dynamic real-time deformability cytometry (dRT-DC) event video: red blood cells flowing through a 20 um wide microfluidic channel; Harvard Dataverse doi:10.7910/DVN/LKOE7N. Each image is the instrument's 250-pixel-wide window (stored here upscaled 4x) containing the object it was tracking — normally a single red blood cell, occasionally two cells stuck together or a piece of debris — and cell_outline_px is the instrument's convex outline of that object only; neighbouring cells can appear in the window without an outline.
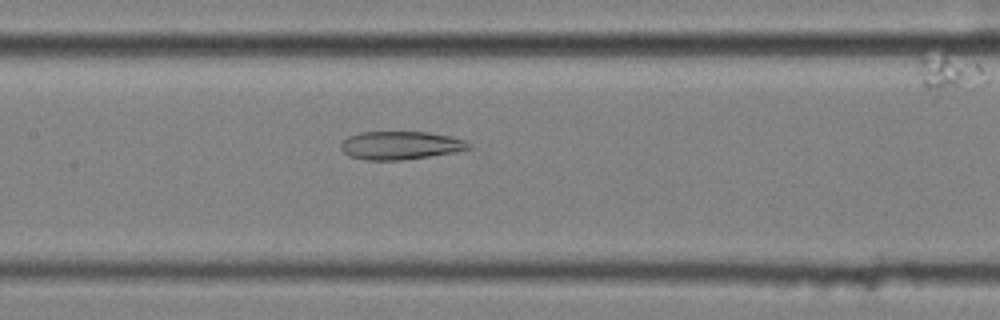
{"species": "common noctule bat (a hibernating species)", "species_latin": "Nyctalus noctula", "temperature_condition": "cold", "stored_images_in_passage": 46, "camera_frame_rate_fps": 3000, "um_per_image_px": 0.085, "animal": {"sex": "female", "body_mass_g": 25.1}, "frame": {"image": 1, "passage_image": 17, "time_ms": 5.333, "image_size_px": [1000, 320], "cell_outline_px": [[472, 148], [452, 152], [404, 160], [364, 160], [348, 156], [340, 148], [340, 144], [348, 136], [360, 132], [428, 132], [452, 136], [464, 140], [472, 144]], "centroid_in_image_um": [34.02, 12.35], "position_along_channel_um": 173.4, "area_um2": 21.1}}
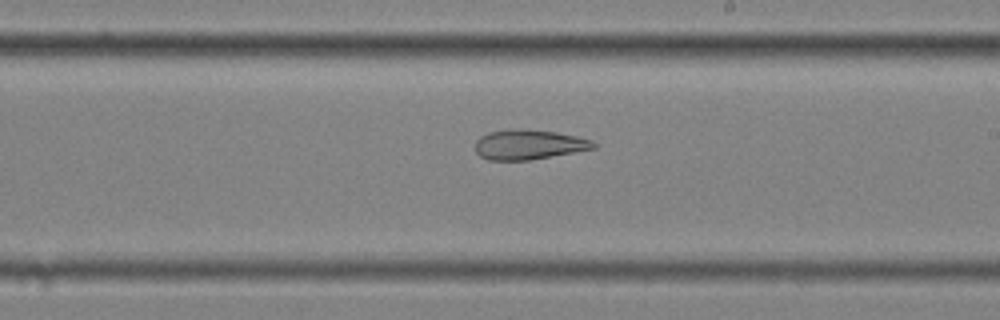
{"frame": {"image": 2, "passage_image": 23, "time_ms": 7.333, "image_size_px": [1000, 320], "cell_outline_px": [[596, 148], [528, 160], [488, 160], [480, 156], [476, 152], [476, 140], [480, 136], [488, 132], [512, 128], [520, 128], [556, 132], [576, 136], [592, 140], [596, 144]], "centroid_in_image_um": [44.92, 12.28], "position_along_channel_um": 244.1, "area_um2": 20.58}}
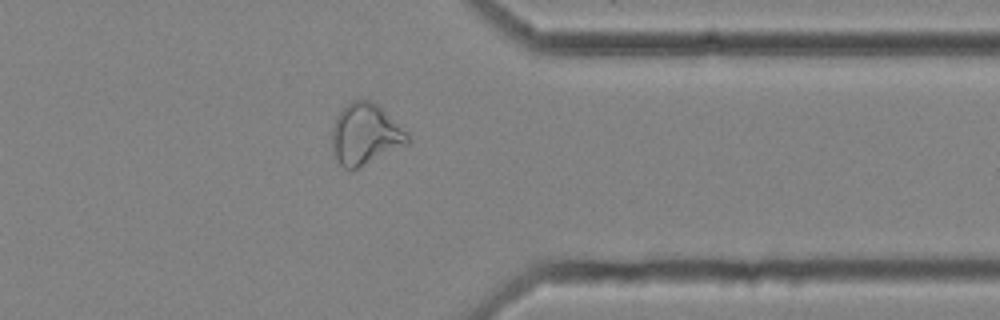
{"frame": {"image": 3, "passage_image": 35, "time_ms": 11.333, "image_size_px": [1000, 320], "cell_outline_px": [[412, 140], [408, 144], [356, 168], [344, 168], [332, 156], [332, 128], [336, 116], [352, 100], [368, 100], [376, 104], [408, 132]], "centroid_in_image_um": [31.04, 11.42], "position_along_channel_um": 380.4, "area_um2": 26.65}, "authors_computed_cell_mechanics": {"area_um2": 26.3279, "velocity_mm_per_s": 3.5438, "shape_relaxation_time_tau1_ms": null, "shape_relaxation_time_tau2_ms": 5.4031, "deformation_change_tau1": null, "deformation_change_tau2": 0.1528}}